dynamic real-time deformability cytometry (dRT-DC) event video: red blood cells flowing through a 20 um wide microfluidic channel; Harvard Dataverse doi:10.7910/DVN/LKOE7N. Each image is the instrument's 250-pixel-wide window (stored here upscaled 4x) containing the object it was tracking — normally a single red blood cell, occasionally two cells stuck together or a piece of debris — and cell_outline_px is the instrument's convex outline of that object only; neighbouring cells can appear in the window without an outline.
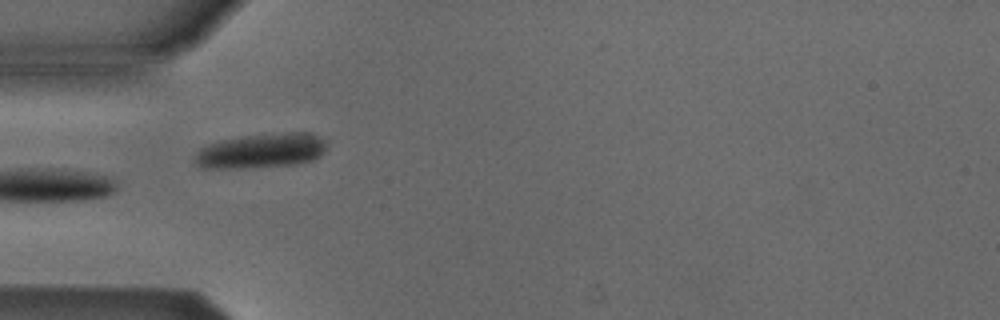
{"species": "Egyptian fruit bat (a non-hibernating species)", "species_latin": "Rousettus aegyptiacus", "temperature_condition": "cold", "stored_images_in_passage": 4, "camera_frame_rate_fps": 3000, "um_per_image_px": 0.085, "animal": {"sex": "male"}, "frame": {"image": 1, "passage_image": 3, "time_ms": 2.333, "image_size_px": [1000, 320], "cell_outline_px": [[328, 148], [320, 156], [312, 160], [292, 164], [244, 168], [200, 168], [192, 160], [192, 156], [200, 148], [208, 144], [220, 140], [248, 136], [288, 132], [308, 132], [328, 140]], "centroid_in_image_um": [22.2, 12.82], "position_along_channel_um": 62.8, "area_um2": 26.88}}